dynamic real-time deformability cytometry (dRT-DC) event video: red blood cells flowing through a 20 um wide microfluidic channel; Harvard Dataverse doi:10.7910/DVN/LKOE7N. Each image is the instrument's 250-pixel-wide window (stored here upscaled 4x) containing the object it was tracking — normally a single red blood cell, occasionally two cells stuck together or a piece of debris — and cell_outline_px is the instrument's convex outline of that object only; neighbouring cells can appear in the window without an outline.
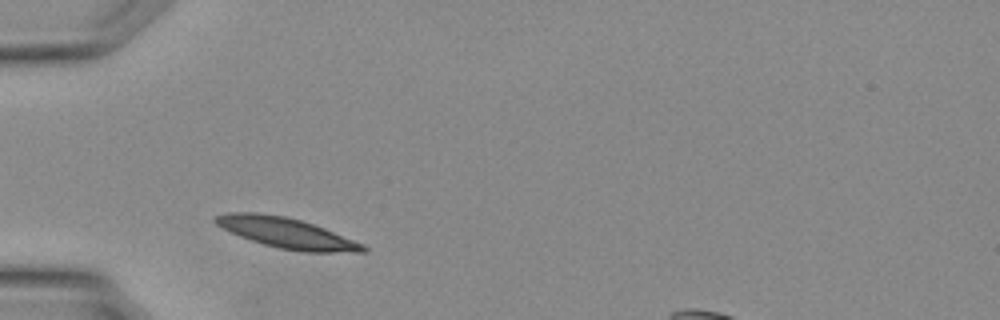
{"species": "Egyptian fruit bat (a non-hibernating species)", "species_latin": "Rousettus aegyptiacus", "temperature_condition": "warm", "stored_images_in_passage": 21, "camera_frame_rate_fps": 3000, "um_per_image_px": 0.085, "animal": {"sex": "female"}, "frame": {"image": 1, "passage_image": 1, "time_ms": 0.0, "image_size_px": [1000, 320], "cell_outline_px": [[368, 248], [364, 252], [304, 252], [280, 248], [264, 244], [240, 236], [216, 224], [212, 220], [216, 216], [228, 212], [252, 212], [284, 216], [300, 220], [324, 228], [364, 244]], "centroid_in_image_um": [24.37, 19.8], "position_along_channel_um": 60.6, "area_um2": 25.72}}
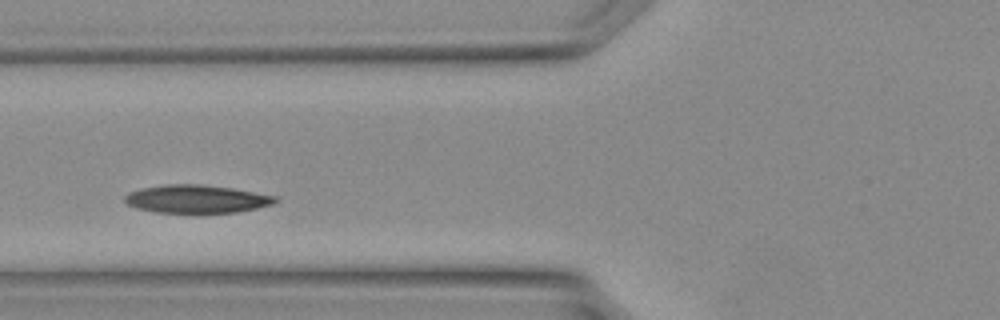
{"frame": {"image": 2, "passage_image": 4, "time_ms": 1.0, "image_size_px": [1000, 320], "cell_outline_px": [[280, 200], [272, 204], [256, 208], [236, 212], [156, 212], [136, 208], [124, 204], [124, 196], [128, 192], [140, 188], [164, 184], [200, 184], [232, 188], [276, 196]], "centroid_in_image_um": [16.65, 16.9], "position_along_channel_um": 109.1, "area_um2": 24.62}}